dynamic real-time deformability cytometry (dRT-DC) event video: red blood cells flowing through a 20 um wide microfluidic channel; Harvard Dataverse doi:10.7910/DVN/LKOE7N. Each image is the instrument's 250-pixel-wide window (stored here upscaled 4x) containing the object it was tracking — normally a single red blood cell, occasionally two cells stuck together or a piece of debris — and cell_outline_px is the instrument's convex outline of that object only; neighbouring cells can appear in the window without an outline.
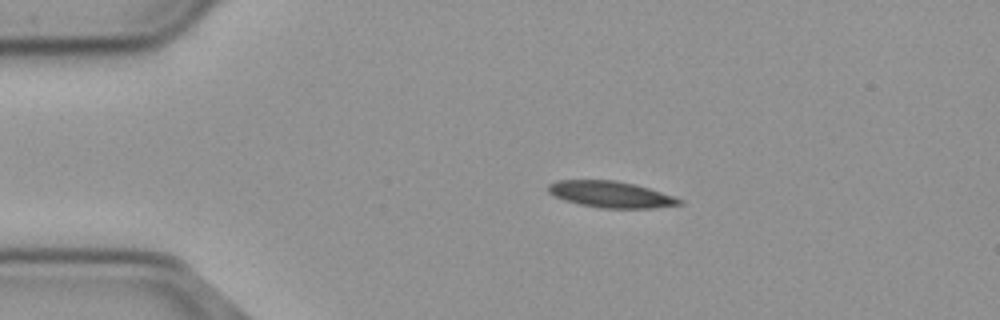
{"species": "common noctule bat (a hibernating species)", "species_latin": "Nyctalus noctula", "temperature_condition": "cold", "stored_images_in_passage": 46, "camera_frame_rate_fps": 3000, "um_per_image_px": 0.085, "animal": {"sex": "male", "body_mass_g": 23.1, "forearm_length_mm": 52.7}, "frame": {"image": 1, "passage_image": 2, "time_ms": 0.333, "image_size_px": [1000, 320], "cell_outline_px": [[684, 204], [656, 208], [600, 208], [580, 204], [564, 200], [552, 196], [548, 192], [548, 184], [556, 180], [616, 180], [648, 188], [684, 200]], "centroid_in_image_um": [51.89, 16.53], "position_along_channel_um": 33.1, "area_um2": 20.17}}
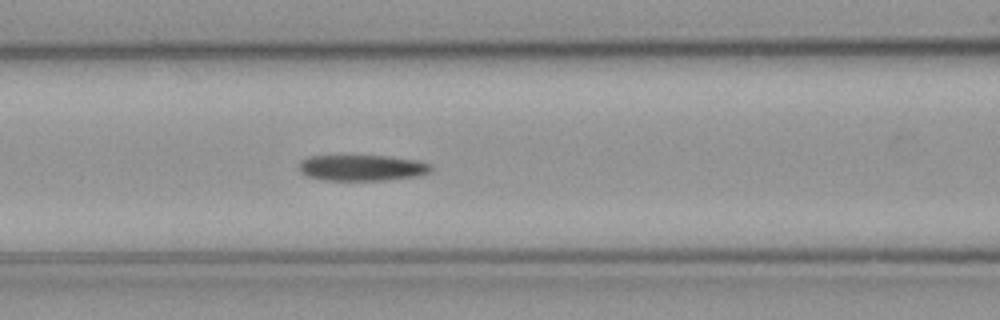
{"frame": {"image": 2, "passage_image": 14, "time_ms": 4.333, "image_size_px": [1000, 320], "cell_outline_px": [[432, 172], [420, 176], [388, 180], [324, 180], [308, 176], [300, 172], [300, 160], [308, 156], [384, 156], [416, 160], [432, 164]], "centroid_in_image_um": [30.82, 14.27], "position_along_channel_um": 135.8, "area_um2": 20.06}}
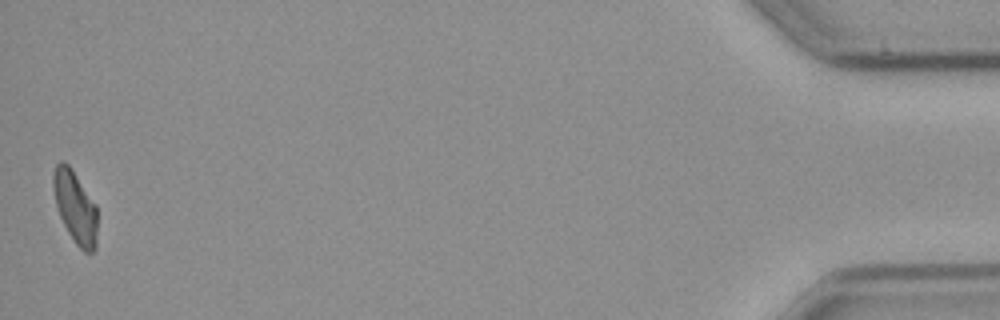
{"frame": {"image": 3, "passage_image": 46, "time_ms": 15.0, "image_size_px": [1000, 320], "cell_outline_px": [[96, 248], [92, 252], [84, 252], [76, 244], [68, 232], [60, 216], [56, 204], [52, 188], [52, 176], [56, 164], [60, 160], [64, 160], [72, 168], [96, 204]], "centroid_in_image_um": [6.38, 17.55], "position_along_channel_um": 428.8, "area_um2": 18.61}}